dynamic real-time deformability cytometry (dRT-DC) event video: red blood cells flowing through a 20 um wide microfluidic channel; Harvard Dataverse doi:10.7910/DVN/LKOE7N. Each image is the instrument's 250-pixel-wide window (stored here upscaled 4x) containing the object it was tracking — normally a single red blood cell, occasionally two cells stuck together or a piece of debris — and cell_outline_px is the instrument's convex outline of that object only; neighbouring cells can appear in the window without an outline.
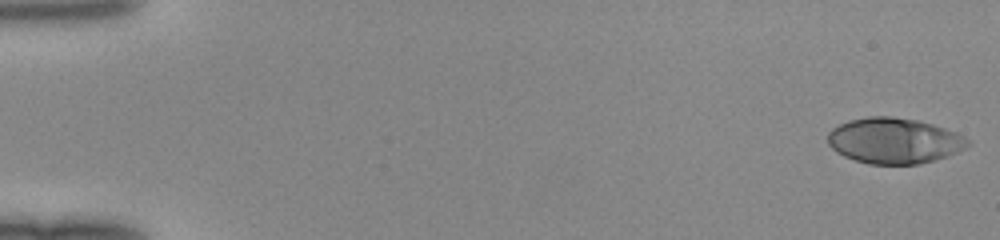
{"species": "human", "species_latin": "Homo sapiens", "temperature_condition": "room temperature", "stored_images_in_passage": 49, "camera_frame_rate_fps": 3000, "um_per_image_px": 0.085, "donor": {"sex": "female"}, "frame": {"image": 1, "passage_image": 1, "time_ms": 0.0, "image_size_px": [1000, 240], "cell_outline_px": [[972, 144], [968, 148], [948, 156], [936, 160], [920, 164], [868, 164], [844, 156], [836, 152], [828, 144], [828, 132], [832, 128], [848, 120], [868, 116], [892, 116], [916, 120], [932, 124], [956, 132], [972, 140]], "centroid_in_image_um": [76.04, 11.96], "position_along_channel_um": 9.0, "area_um2": 37.69}}
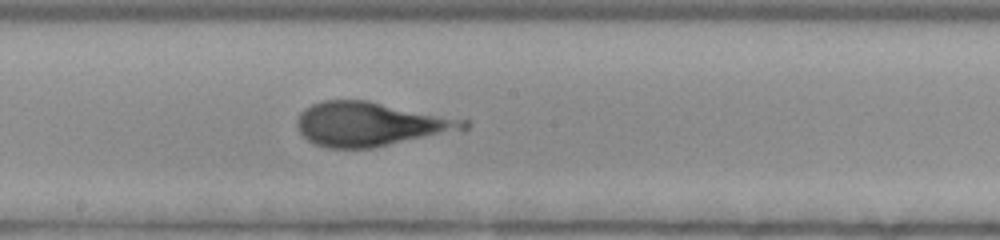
{"frame": {"image": 2, "passage_image": 28, "time_ms": 9.0, "image_size_px": [1000, 240], "cell_outline_px": [[472, 124], [464, 132], [372, 148], [328, 148], [312, 144], [300, 132], [296, 124], [296, 120], [300, 112], [304, 108], [320, 100], [368, 100], [468, 120]], "centroid_in_image_um": [31.58, 10.56], "position_along_channel_um": 216.6, "area_um2": 43.81}}
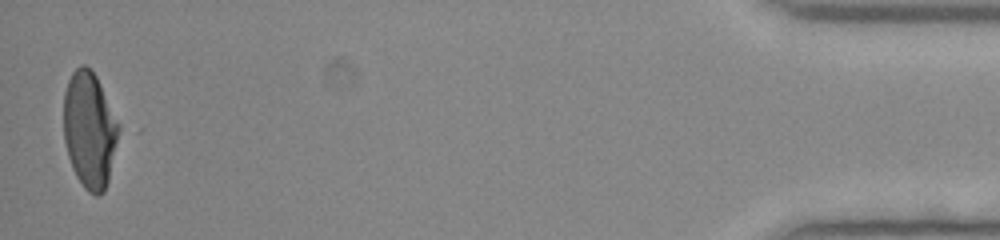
{"frame": {"image": 3, "passage_image": 49, "time_ms": 16.0, "image_size_px": [1000, 240], "cell_outline_px": [[124, 128], [108, 180], [104, 192], [100, 196], [96, 196], [88, 192], [84, 188], [76, 176], [72, 168], [68, 156], [64, 140], [64, 92], [68, 80], [72, 72], [80, 64], [84, 64], [96, 76]], "centroid_in_image_um": [7.67, 11.06], "position_along_channel_um": 427.5, "area_um2": 38.44}}